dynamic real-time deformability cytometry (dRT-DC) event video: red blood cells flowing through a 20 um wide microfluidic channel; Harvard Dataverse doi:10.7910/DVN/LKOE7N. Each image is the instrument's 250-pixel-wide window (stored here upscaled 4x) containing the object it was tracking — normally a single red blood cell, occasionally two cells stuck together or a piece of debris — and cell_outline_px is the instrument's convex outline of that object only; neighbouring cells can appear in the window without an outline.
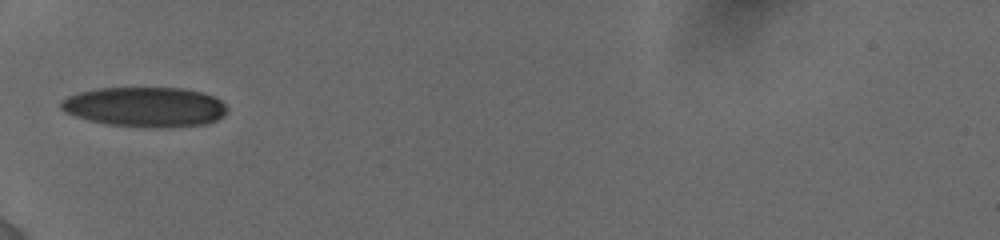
{"species": "human", "species_latin": "Homo sapiens", "temperature_condition": "cold", "stored_images_in_passage": 12, "camera_frame_rate_fps": 3000, "um_per_image_px": 0.085, "donor": {"sex": "female"}, "frame": {"image": 1, "passage_image": 11, "time_ms": 7.0, "image_size_px": [1000, 240], "cell_outline_px": [[228, 112], [216, 120], [204, 124], [152, 128], [144, 128], [108, 124], [88, 120], [64, 112], [60, 108], [60, 100], [68, 96], [80, 92], [96, 88], [180, 88], [204, 92], [220, 100], [228, 108]], "centroid_in_image_um": [12.31, 9.09], "position_along_channel_um": 72.7, "area_um2": 38.73}}